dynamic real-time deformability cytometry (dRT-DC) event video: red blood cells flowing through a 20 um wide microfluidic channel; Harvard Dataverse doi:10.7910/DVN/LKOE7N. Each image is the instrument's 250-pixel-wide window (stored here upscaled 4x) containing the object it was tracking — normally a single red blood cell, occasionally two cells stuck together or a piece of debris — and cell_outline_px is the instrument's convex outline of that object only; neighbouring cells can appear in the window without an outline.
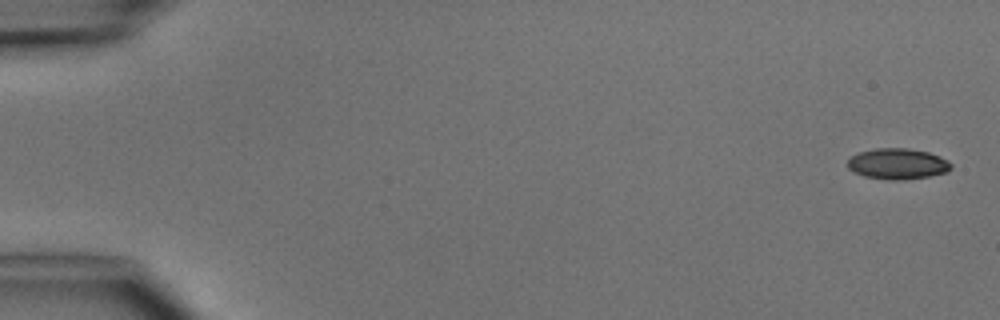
{"species": "common noctule bat (a hibernating species)", "species_latin": "Nyctalus noctula", "temperature_condition": "cold", "stored_images_in_passage": 6, "camera_frame_rate_fps": 3000, "um_per_image_px": 0.085, "animal": {"sex": "male", "body_mass_g": 15.6}, "frame": {"image": 1, "passage_image": 1, "time_ms": 0.0, "image_size_px": [1000, 320], "cell_outline_px": [[952, 168], [948, 172], [928, 176], [904, 180], [892, 180], [864, 176], [848, 168], [848, 160], [852, 156], [860, 152], [876, 148], [908, 148], [928, 152], [940, 156], [948, 160], [952, 164]], "centroid_in_image_um": [76.34, 13.92], "position_along_channel_um": 8.7, "area_um2": 18.55}}
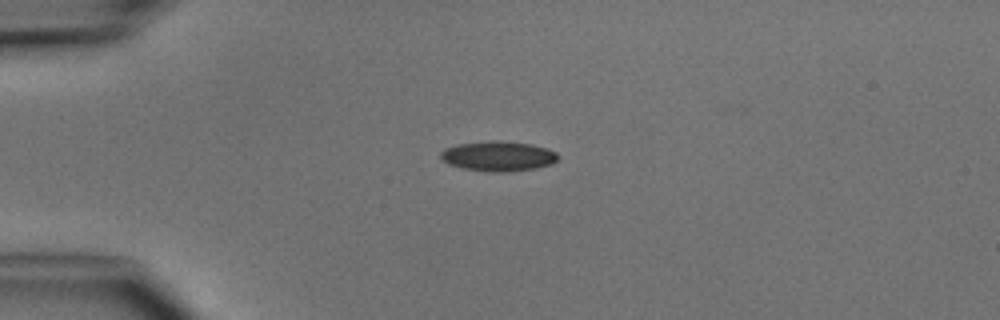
{"frame": {"image": 2, "passage_image": 4, "time_ms": 3.667, "image_size_px": [1000, 320], "cell_outline_px": [[560, 156], [552, 164], [536, 168], [508, 172], [492, 172], [464, 168], [448, 164], [440, 156], [440, 152], [444, 148], [456, 144], [488, 140], [500, 140], [532, 144], [548, 148], [556, 152]], "centroid_in_image_um": [42.36, 13.26], "position_along_channel_um": 42.6, "area_um2": 20.75}}